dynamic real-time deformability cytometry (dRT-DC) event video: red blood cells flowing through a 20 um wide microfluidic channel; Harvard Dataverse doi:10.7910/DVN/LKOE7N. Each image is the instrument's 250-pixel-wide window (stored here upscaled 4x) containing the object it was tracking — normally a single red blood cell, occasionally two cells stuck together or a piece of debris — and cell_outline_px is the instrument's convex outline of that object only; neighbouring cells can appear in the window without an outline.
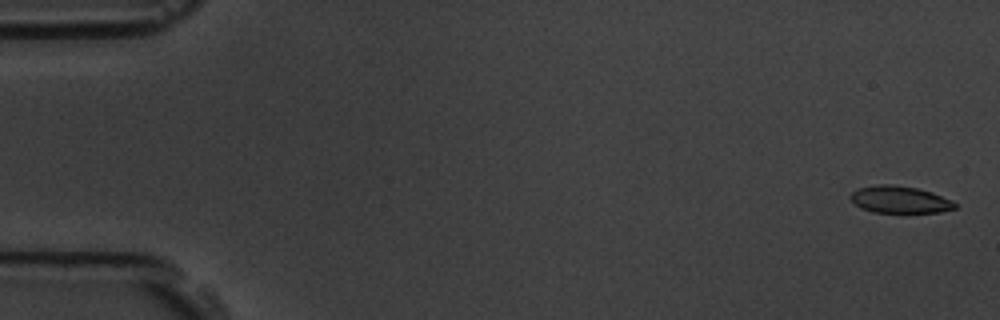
{"species": "common noctule bat (a hibernating species)", "species_latin": "Nyctalus noctula", "temperature_condition": "room temperature", "stored_images_in_passage": 14, "camera_frame_rate_fps": 3000, "um_per_image_px": 0.085, "animal": {"sex": "male", "body_mass_g": 19.5, "forearm_length_mm": 54.6}, "frame": {"image": 1, "passage_image": 2, "time_ms": 0.333, "image_size_px": [1000, 320], "cell_outline_px": [[956, 208], [940, 212], [872, 212], [860, 208], [848, 196], [852, 192], [860, 188], [876, 184], [892, 184], [916, 188], [932, 192], [952, 200], [956, 204]], "centroid_in_image_um": [76.47, 16.96], "position_along_channel_um": 8.5, "area_um2": 16.42}}